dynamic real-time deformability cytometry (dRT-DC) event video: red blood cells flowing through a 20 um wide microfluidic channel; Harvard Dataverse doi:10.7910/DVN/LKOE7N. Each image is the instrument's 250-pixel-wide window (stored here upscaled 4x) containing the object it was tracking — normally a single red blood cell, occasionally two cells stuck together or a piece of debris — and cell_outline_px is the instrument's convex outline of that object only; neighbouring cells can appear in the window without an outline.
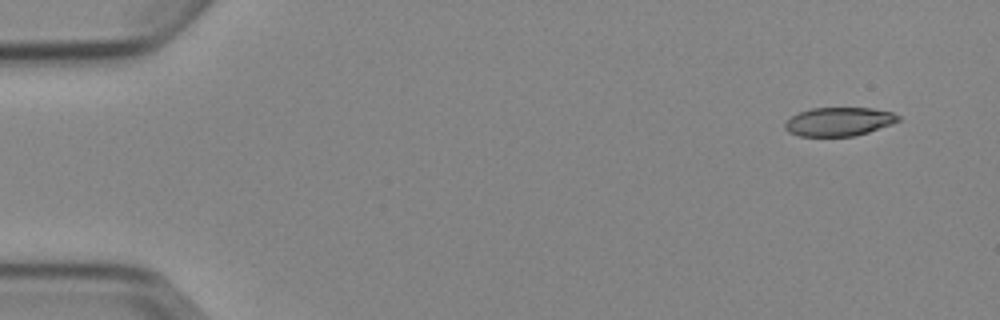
{"species": "Egyptian fruit bat (a non-hibernating species)", "species_latin": "Rousettus aegyptiacus", "temperature_condition": "cold", "stored_images_in_passage": 5, "camera_frame_rate_fps": 3000, "um_per_image_px": 0.085, "animal": {"sex": "female"}, "frame": {"image": 1, "passage_image": 1, "time_ms": 0.0, "image_size_px": [1000, 320], "cell_outline_px": [[900, 120], [892, 124], [868, 132], [852, 136], [800, 136], [788, 132], [784, 128], [784, 124], [792, 116], [800, 112], [812, 108], [872, 108], [892, 112], [900, 116]], "centroid_in_image_um": [71.31, 10.34], "position_along_channel_um": 13.7, "area_um2": 18.84}}
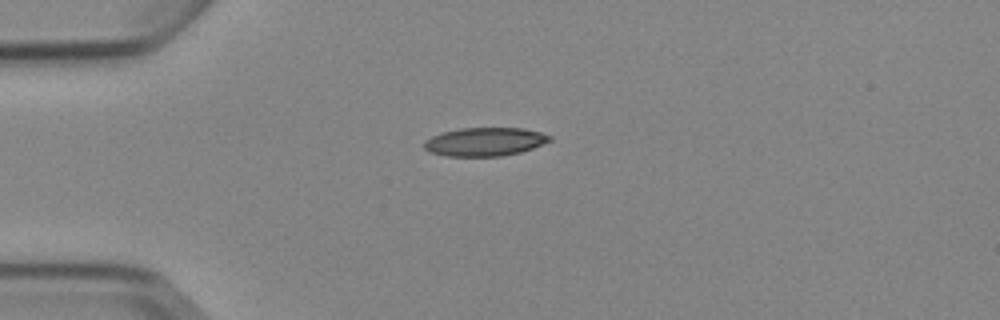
{"frame": {"image": 2, "passage_image": 4, "time_ms": 3.333, "image_size_px": [1000, 320], "cell_outline_px": [[552, 140], [544, 144], [520, 152], [500, 156], [444, 156], [428, 152], [424, 148], [424, 140], [432, 136], [444, 132], [460, 128], [524, 128], [540, 132], [552, 136]], "centroid_in_image_um": [41.21, 12.05], "position_along_channel_um": 43.8, "area_um2": 20.92}}